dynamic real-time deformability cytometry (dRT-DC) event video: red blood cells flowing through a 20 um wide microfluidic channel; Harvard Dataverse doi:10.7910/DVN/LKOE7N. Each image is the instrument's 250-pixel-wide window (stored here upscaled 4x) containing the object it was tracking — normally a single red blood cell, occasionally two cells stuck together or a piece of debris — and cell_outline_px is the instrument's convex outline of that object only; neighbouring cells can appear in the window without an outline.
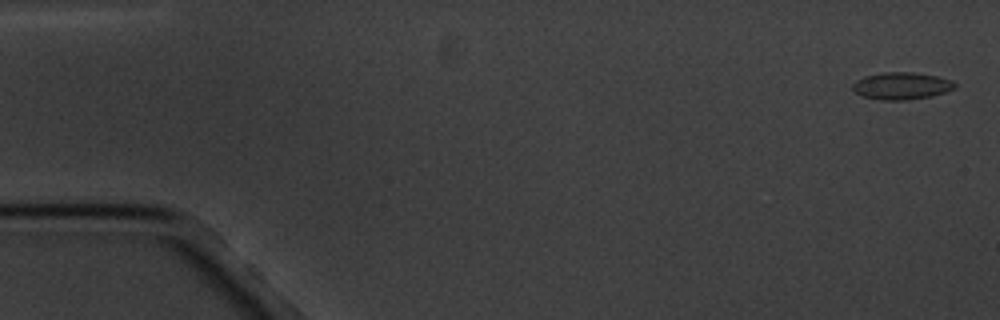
{"species": "common noctule bat (a hibernating species)", "species_latin": "Nyctalus noctula", "temperature_condition": "cold", "stored_images_in_passage": 6, "camera_frame_rate_fps": 3000, "um_per_image_px": 0.085, "animal": {"sex": "male", "body_mass_g": 20.1, "forearm_length_mm": 53.5}, "frame": {"image": 1, "passage_image": 1, "time_ms": 0.0, "image_size_px": [1000, 320], "cell_outline_px": [[956, 88], [932, 96], [908, 100], [880, 100], [864, 96], [856, 92], [852, 88], [852, 84], [856, 80], [864, 76], [884, 72], [912, 72], [936, 76], [952, 80], [956, 84]], "centroid_in_image_um": [76.64, 7.3], "position_along_channel_um": 8.4, "area_um2": 16.18}}